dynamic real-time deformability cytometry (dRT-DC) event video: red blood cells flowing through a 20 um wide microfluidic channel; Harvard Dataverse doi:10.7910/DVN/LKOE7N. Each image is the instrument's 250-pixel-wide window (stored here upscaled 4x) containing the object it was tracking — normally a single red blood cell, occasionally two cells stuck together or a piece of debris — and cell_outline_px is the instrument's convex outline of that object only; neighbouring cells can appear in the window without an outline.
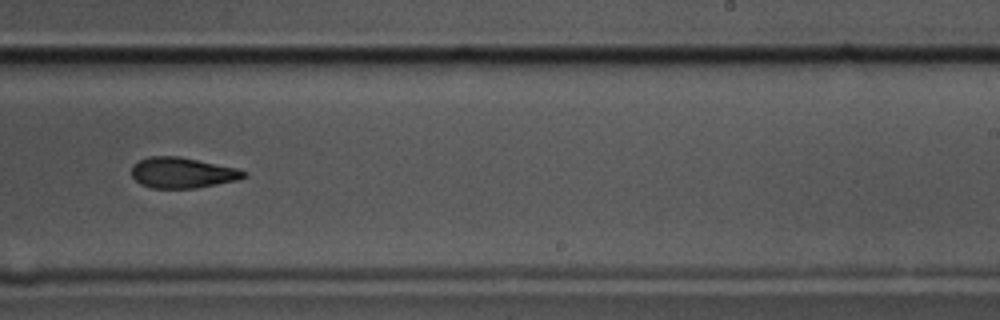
{"species": "common noctule bat (a hibernating species)", "species_latin": "Nyctalus noctula", "temperature_condition": "cold", "stored_images_in_passage": 12, "camera_frame_rate_fps": 3000, "um_per_image_px": 0.085, "animal": {"sex": "male", "body_mass_g": 17.5, "forearm_length_mm": 52.3}, "frame": {"image": 1, "passage_image": 9, "time_ms": 2.667, "image_size_px": [1000, 320], "cell_outline_px": [[248, 176], [236, 180], [196, 188], [152, 188], [140, 184], [132, 176], [132, 164], [148, 156], [180, 156], [236, 168], [248, 172]], "centroid_in_image_um": [15.49, 14.68], "position_along_channel_um": 273.5, "area_um2": 20.06}}
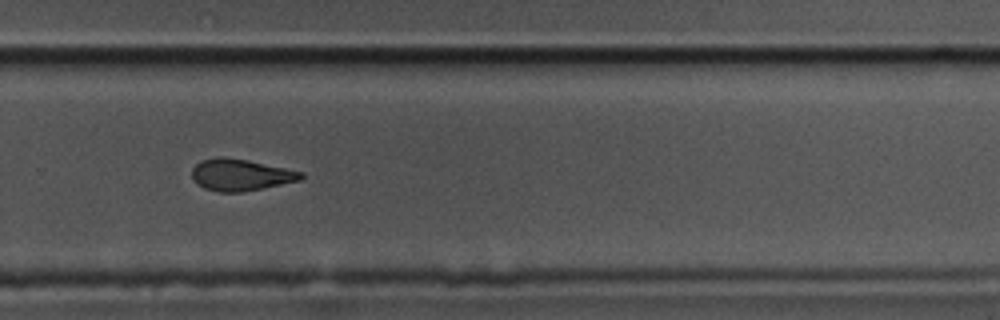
{"frame": {"image": 2, "passage_image": 10, "time_ms": 3.0, "image_size_px": [1000, 320], "cell_outline_px": [[304, 176], [300, 180], [264, 188], [244, 192], [216, 192], [204, 188], [192, 180], [192, 168], [200, 160], [220, 156], [224, 156], [248, 160], [304, 172]], "centroid_in_image_um": [20.43, 14.86], "position_along_channel_um": 309.4, "area_um2": 20.35}}